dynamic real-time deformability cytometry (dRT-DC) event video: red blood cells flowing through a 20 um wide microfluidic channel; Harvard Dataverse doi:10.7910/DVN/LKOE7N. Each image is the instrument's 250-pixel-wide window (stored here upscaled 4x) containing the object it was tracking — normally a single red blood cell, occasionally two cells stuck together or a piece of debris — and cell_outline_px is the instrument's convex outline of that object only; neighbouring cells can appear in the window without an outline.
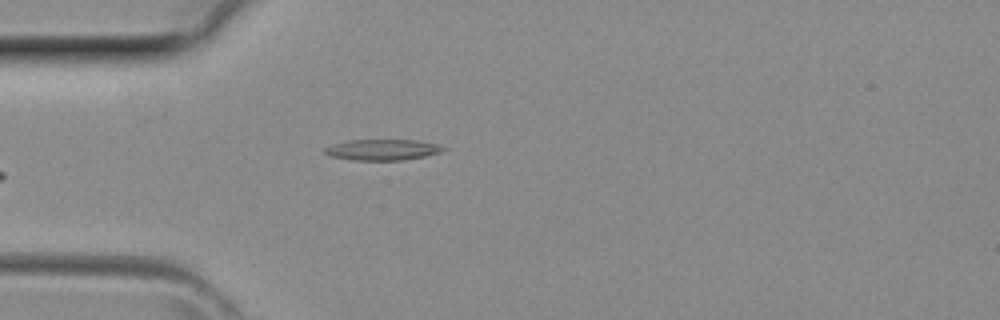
{"species": "common noctule bat (a hibernating species)", "species_latin": "Nyctalus noctula", "temperature_condition": "room temperature", "stored_images_in_passage": 4, "camera_frame_rate_fps": 3000, "um_per_image_px": 0.085, "animal": {"sex": "female", "body_mass_g": 29.2, "forearm_length_mm": 56.3}, "frame": {"image": 1, "passage_image": 4, "time_ms": 1.0, "image_size_px": [1000, 320], "cell_outline_px": [[448, 148], [440, 152], [424, 156], [404, 160], [352, 160], [332, 156], [324, 152], [324, 148], [332, 144], [348, 140], [416, 140], [440, 144]], "centroid_in_image_um": [32.54, 12.72], "position_along_channel_um": 52.5, "area_um2": 14.45}}